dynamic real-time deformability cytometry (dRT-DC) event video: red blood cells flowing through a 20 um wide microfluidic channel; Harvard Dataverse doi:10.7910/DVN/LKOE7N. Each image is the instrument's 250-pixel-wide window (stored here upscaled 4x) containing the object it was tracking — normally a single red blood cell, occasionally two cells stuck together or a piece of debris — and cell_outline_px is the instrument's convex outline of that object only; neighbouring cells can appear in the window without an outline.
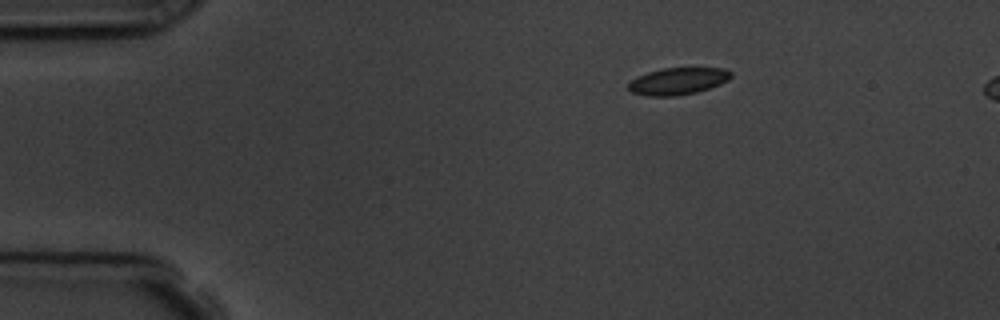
{"species": "common noctule bat (a hibernating species)", "species_latin": "Nyctalus noctula", "temperature_condition": "room temperature", "stored_images_in_passage": 4, "camera_frame_rate_fps": 3000, "um_per_image_px": 0.085, "animal": {"sex": "male", "body_mass_g": 19.5, "forearm_length_mm": 54.6}, "frame": {"image": 1, "passage_image": 1, "time_ms": 0.0, "image_size_px": [1000, 320], "cell_outline_px": [[732, 76], [728, 80], [720, 84], [696, 92], [676, 96], [648, 96], [632, 92], [628, 88], [628, 84], [632, 80], [648, 72], [664, 68], [724, 68], [732, 72]], "centroid_in_image_um": [57.65, 6.9], "position_along_channel_um": 27.4, "area_um2": 15.95}}